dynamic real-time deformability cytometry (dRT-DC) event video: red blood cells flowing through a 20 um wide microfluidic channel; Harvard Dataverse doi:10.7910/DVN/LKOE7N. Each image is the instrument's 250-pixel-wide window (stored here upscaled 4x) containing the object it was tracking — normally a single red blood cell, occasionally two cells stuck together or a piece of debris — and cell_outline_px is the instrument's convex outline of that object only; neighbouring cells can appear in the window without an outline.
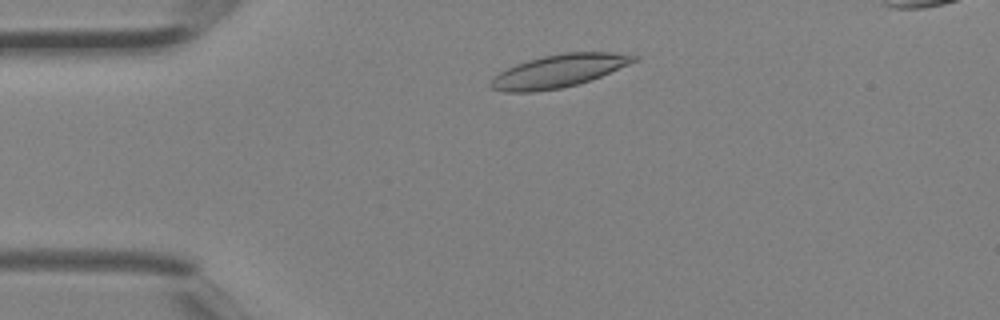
{"species": "Egyptian fruit bat (a non-hibernating species)", "species_latin": "Rousettus aegyptiacus", "temperature_condition": "room temperature", "stored_images_in_passage": 3, "camera_frame_rate_fps": 3000, "um_per_image_px": 0.085, "animal": {"sex": "female"}, "frame": {"image": 1, "passage_image": 3, "time_ms": 0.667, "image_size_px": [1000, 320], "cell_outline_px": [[640, 60], [592, 80], [560, 88], [532, 92], [504, 92], [492, 88], [488, 84], [500, 72], [516, 64], [528, 60], [544, 56], [564, 52], [612, 52], [640, 56]], "centroid_in_image_um": [47.55, 6.02], "position_along_channel_um": 37.4, "area_um2": 27.34}}